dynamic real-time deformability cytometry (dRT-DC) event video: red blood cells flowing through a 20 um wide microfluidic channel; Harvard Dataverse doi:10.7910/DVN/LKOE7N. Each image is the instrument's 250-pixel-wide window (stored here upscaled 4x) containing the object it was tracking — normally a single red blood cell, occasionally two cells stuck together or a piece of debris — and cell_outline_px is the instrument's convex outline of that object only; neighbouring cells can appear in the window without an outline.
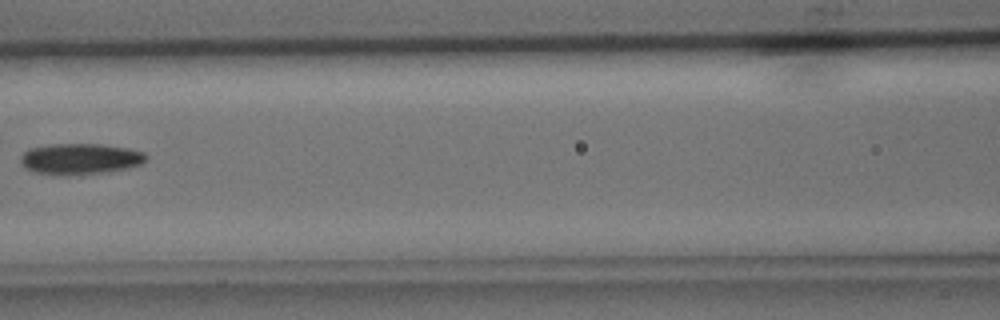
{"species": "common noctule bat (a hibernating species)", "species_latin": "Nyctalus noctula", "temperature_condition": "cold", "stored_images_in_passage": 4, "camera_frame_rate_fps": 3000, "um_per_image_px": 0.085, "animal": {"sex": "male", "body_mass_g": 15.6}, "frame": {"image": 1, "passage_image": 3, "time_ms": 2.333, "image_size_px": [1000, 320], "cell_outline_px": [[148, 160], [140, 164], [128, 168], [108, 172], [64, 176], [52, 176], [32, 172], [24, 168], [20, 164], [20, 156], [28, 148], [48, 144], [100, 144], [128, 148], [144, 152], [148, 156]], "centroid_in_image_um": [6.76, 13.52], "position_along_channel_um": 159.8, "area_um2": 23.35}}
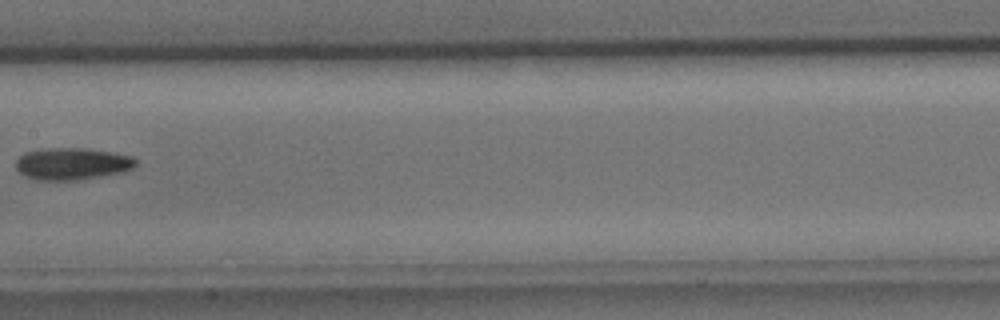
{"frame": {"image": 2, "passage_image": 4, "time_ms": 3.333, "image_size_px": [1000, 320], "cell_outline_px": [[136, 164], [132, 168], [124, 172], [76, 180], [36, 180], [24, 176], [16, 168], [16, 160], [24, 152], [52, 148], [88, 148], [112, 152], [132, 156], [136, 160]], "centroid_in_image_um": [6.13, 13.92], "position_along_channel_um": 201.3, "area_um2": 22.37}}